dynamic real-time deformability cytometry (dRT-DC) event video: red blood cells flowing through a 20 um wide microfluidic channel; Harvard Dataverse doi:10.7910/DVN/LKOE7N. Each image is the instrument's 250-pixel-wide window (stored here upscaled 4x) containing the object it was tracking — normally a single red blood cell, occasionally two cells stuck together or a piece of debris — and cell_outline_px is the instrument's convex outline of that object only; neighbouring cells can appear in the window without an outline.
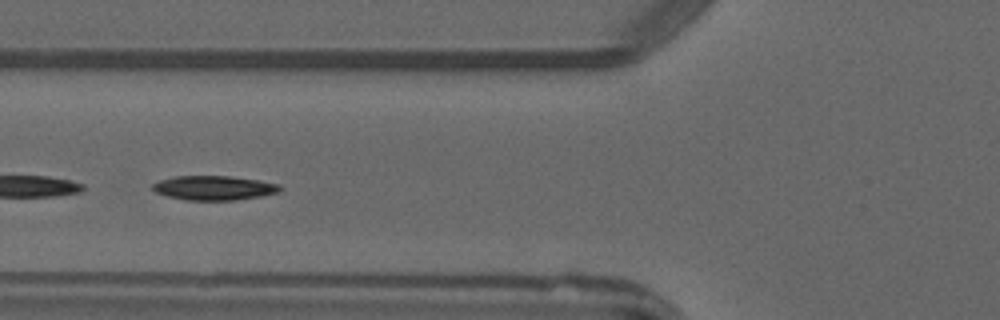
{"species": "common noctule bat (a hibernating species)", "species_latin": "Nyctalus noctula", "temperature_condition": "warm", "stored_images_in_passage": 3, "camera_frame_rate_fps": 3000, "um_per_image_px": 0.085, "animal": {"sex": "male", "forearm_length_mm": 52.5}, "frame": {"image": 1, "passage_image": 3, "time_ms": 2.333, "image_size_px": [1000, 320], "cell_outline_px": [[284, 188], [280, 192], [260, 196], [236, 200], [184, 200], [168, 196], [156, 192], [152, 188], [152, 184], [160, 180], [172, 176], [228, 176], [260, 180], [280, 184]], "centroid_in_image_um": [18.22, 15.97], "position_along_channel_um": 107.6, "area_um2": 18.21}}